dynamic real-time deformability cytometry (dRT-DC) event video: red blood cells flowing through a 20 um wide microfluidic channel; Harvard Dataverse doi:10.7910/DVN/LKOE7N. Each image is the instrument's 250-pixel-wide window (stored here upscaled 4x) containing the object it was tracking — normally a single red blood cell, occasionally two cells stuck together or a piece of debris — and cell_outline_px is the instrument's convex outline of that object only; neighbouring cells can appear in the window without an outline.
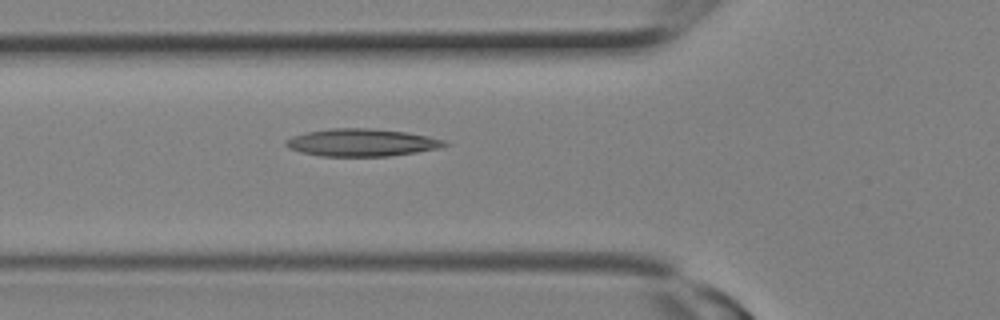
{"species": "Egyptian fruit bat (a non-hibernating species)", "species_latin": "Rousettus aegyptiacus", "temperature_condition": "room temperature", "stored_images_in_passage": 2, "camera_frame_rate_fps": 3000, "um_per_image_px": 0.085, "animal": {"sex": "female"}, "frame": {"image": 1, "passage_image": 2, "time_ms": 0.333, "image_size_px": [1000, 320], "cell_outline_px": [[448, 144], [440, 148], [416, 152], [388, 156], [320, 156], [300, 152], [288, 148], [284, 144], [284, 140], [292, 136], [304, 132], [332, 128], [368, 128], [404, 132], [428, 136], [444, 140]], "centroid_in_image_um": [30.68, 12.12], "position_along_channel_um": 95.1, "area_um2": 25.43}}